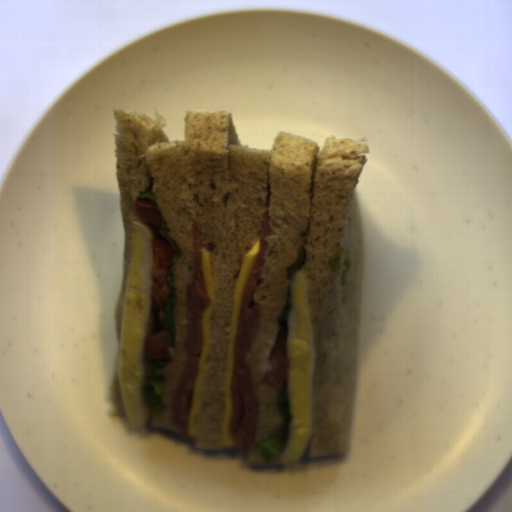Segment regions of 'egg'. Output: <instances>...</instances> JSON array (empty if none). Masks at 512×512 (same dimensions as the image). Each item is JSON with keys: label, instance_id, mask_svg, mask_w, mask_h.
I'll return each mask as SVG.
<instances>
[{"label": "egg", "instance_id": "2799bb9f", "mask_svg": "<svg viewBox=\"0 0 512 512\" xmlns=\"http://www.w3.org/2000/svg\"><path fill=\"white\" fill-rule=\"evenodd\" d=\"M309 275L301 266L290 277L291 302L286 336V352L290 360L287 373L289 438L280 457L294 465L307 452L313 431L314 370L316 360L314 327L308 294Z\"/></svg>", "mask_w": 512, "mask_h": 512}, {"label": "egg", "instance_id": "d2b9013d", "mask_svg": "<svg viewBox=\"0 0 512 512\" xmlns=\"http://www.w3.org/2000/svg\"><path fill=\"white\" fill-rule=\"evenodd\" d=\"M153 232L150 226L130 219L127 273L122 298L115 373L120 402L131 431L149 423L144 399V337L152 315Z\"/></svg>", "mask_w": 512, "mask_h": 512}]
</instances>
